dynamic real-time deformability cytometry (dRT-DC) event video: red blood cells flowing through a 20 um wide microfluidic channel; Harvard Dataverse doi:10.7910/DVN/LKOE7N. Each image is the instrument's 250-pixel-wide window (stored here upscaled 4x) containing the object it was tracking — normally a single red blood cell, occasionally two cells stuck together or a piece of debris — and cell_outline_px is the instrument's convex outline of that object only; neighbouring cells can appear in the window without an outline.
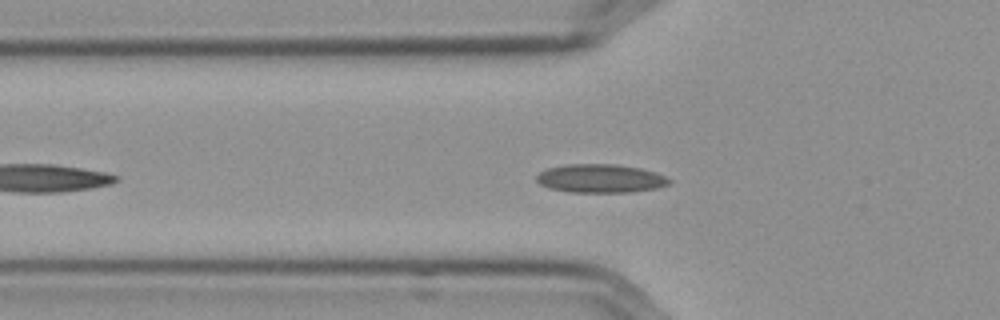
{"species": "Egyptian fruit bat (a non-hibernating species)", "species_latin": "Rousettus aegyptiacus", "temperature_condition": "cold", "stored_images_in_passage": 36, "camera_frame_rate_fps": 3000, "um_per_image_px": 0.085, "frame": {"image": 1, "passage_image": 8, "time_ms": 2.333, "image_size_px": [1000, 320], "cell_outline_px": [[672, 184], [656, 188], [632, 192], [568, 192], [548, 188], [540, 184], [536, 180], [536, 176], [540, 172], [548, 168], [564, 164], [616, 164], [640, 168], [656, 172], [672, 180]], "centroid_in_image_um": [51.05, 15.17], "position_along_channel_um": 74.8, "area_um2": 22.25}}
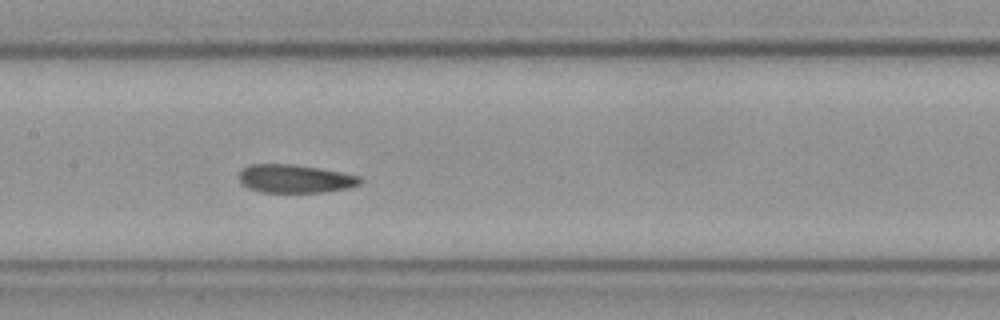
{"frame": {"image": 2, "passage_image": 17, "time_ms": 5.333, "image_size_px": [1000, 320], "cell_outline_px": [[364, 180], [360, 184], [348, 188], [324, 192], [260, 192], [248, 188], [240, 184], [240, 168], [248, 164], [292, 164], [320, 168], [360, 176]], "centroid_in_image_um": [25.06, 15.19], "position_along_channel_um": 182.3, "area_um2": 20.17}}
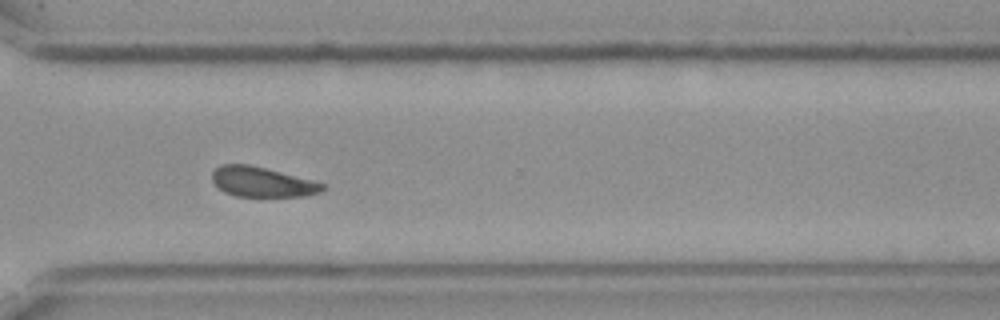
{"frame": {"image": 3, "passage_image": 31, "time_ms": 10.0, "image_size_px": [1000, 320], "cell_outline_px": [[328, 184], [320, 192], [304, 196], [236, 196], [224, 192], [212, 180], [212, 172], [220, 164], [248, 164]], "centroid_in_image_um": [22.28, 15.46], "position_along_channel_um": 348.3, "area_um2": 19.07}, "authors_computed_cell_mechanics": {"area_um2": 20.6635, "velocity_mm_per_s": 3.5617, "shape_relaxation_time_tau1_ms": null, "shape_relaxation_time_tau2_ms": 3.5796, "deformation_change_tau1": null, "deformation_change_tau2": 0.0429}}